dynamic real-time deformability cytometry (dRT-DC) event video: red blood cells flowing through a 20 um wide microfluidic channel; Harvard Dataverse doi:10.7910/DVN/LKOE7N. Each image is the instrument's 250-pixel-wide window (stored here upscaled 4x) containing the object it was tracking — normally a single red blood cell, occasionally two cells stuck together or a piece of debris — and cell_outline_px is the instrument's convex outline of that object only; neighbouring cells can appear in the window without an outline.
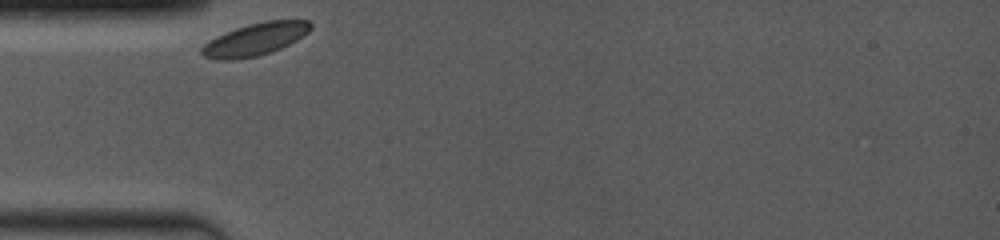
{"species": "common noctule bat (a hibernating species)", "species_latin": "Nyctalus noctula", "temperature_condition": "room temperature", "stored_images_in_passage": 39, "camera_frame_rate_fps": 4000, "um_per_image_px": 0.085, "animal": {"sex": "female", "body_mass_g": 19.0, "forearm_length_mm": 53.3}, "frame": {"image": 1, "passage_image": 1, "time_ms": 0.0, "image_size_px": [1000, 240], "cell_outline_px": [[312, 28], [308, 32], [296, 40], [280, 48], [256, 56], [236, 60], [220, 60], [204, 56], [200, 52], [200, 48], [208, 40], [224, 32], [248, 24], [268, 20], [308, 20], [312, 24]], "centroid_in_image_um": [21.65, 3.33], "position_along_channel_um": 63.3, "area_um2": 20.52}}
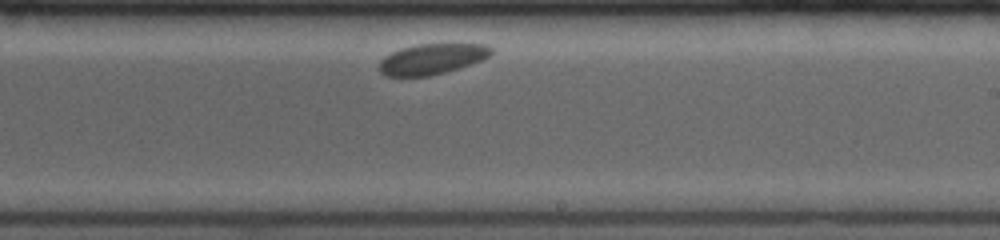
{"frame": {"image": 2, "passage_image": 23, "time_ms": 5.5, "image_size_px": [1000, 240], "cell_outline_px": [[492, 52], [488, 56], [480, 60], [444, 72], [428, 76], [384, 76], [376, 68], [380, 60], [384, 56], [400, 48], [416, 44], [484, 44], [492, 48]], "centroid_in_image_um": [36.61, 5.01], "position_along_channel_um": 252.4, "area_um2": 19.83}}
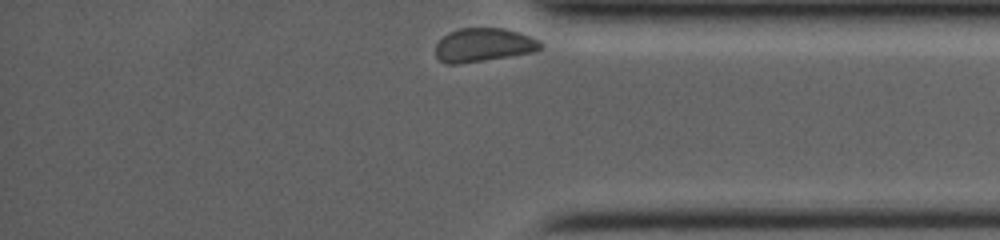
{"frame": {"image": 3, "passage_image": 39, "time_ms": 9.5, "image_size_px": [1000, 240], "cell_outline_px": [[544, 44], [540, 48], [532, 52], [484, 60], [456, 64], [448, 64], [440, 60], [436, 56], [436, 44], [448, 32], [460, 28], [500, 28], [520, 32], [540, 40]], "centroid_in_image_um": [41.1, 3.81], "position_along_channel_um": 394.1, "area_um2": 20.4}, "authors_computed_cell_mechanics": {"area_um2": 20.9236, "velocity_mm_per_s": 3.4835, "shape_relaxation_time_tau1_ms": null, "shape_relaxation_time_tau2_ms": 3.7619, "deformation_change_tau1": null, "deformation_change_tau2": 0.0296}}